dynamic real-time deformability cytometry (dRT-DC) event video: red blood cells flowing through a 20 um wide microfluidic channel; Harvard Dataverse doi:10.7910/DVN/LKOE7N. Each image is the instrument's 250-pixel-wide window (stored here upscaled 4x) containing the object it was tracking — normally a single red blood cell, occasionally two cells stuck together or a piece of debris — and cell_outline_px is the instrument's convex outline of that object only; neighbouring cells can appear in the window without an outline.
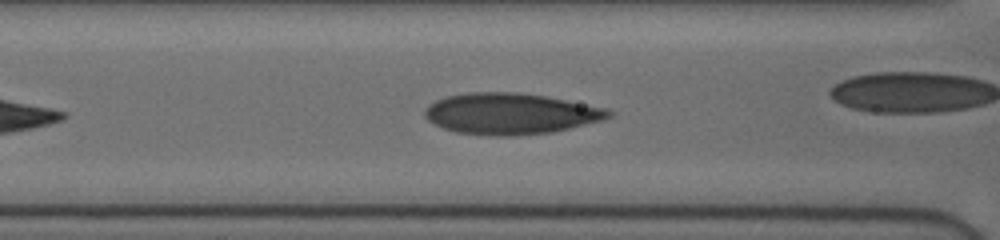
{"species": "human", "species_latin": "Homo sapiens", "temperature_condition": "cold", "stored_images_in_passage": 25, "camera_frame_rate_fps": 3000, "um_per_image_px": 0.085, "donor": {"sex": "female"}, "frame": {"image": 1, "passage_image": 8, "time_ms": 2.333, "image_size_px": [1000, 240], "cell_outline_px": [[612, 116], [604, 120], [552, 132], [512, 136], [496, 136], [456, 132], [432, 124], [424, 116], [424, 108], [428, 104], [444, 96], [468, 92], [520, 92], [544, 96], [604, 108], [612, 112]], "centroid_in_image_um": [43.33, 9.66], "position_along_channel_um": 123.3, "area_um2": 44.1}}
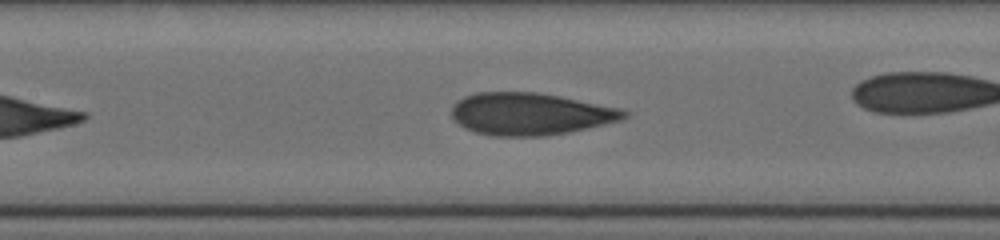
{"frame": {"image": 2, "passage_image": 11, "time_ms": 3.333, "image_size_px": [1000, 240], "cell_outline_px": [[632, 112], [628, 116], [620, 120], [588, 128], [568, 132], [544, 136], [492, 136], [476, 132], [464, 128], [452, 120], [452, 108], [464, 96], [476, 92], [536, 92], [560, 96], [624, 108]], "centroid_in_image_um": [45.11, 9.68], "position_along_channel_um": 162.3, "area_um2": 42.71}}